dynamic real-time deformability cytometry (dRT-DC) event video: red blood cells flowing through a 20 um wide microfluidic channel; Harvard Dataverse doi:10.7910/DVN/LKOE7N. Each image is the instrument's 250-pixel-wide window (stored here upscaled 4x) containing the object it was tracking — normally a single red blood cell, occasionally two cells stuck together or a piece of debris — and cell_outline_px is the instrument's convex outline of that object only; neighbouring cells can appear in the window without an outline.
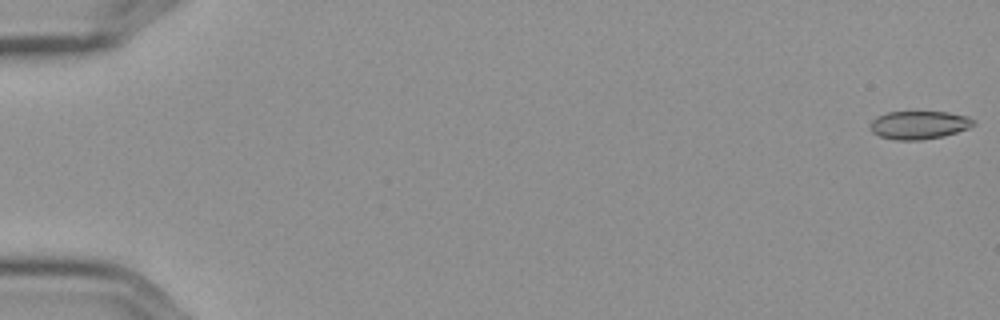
{"species": "Egyptian fruit bat (a non-hibernating species)", "species_latin": "Rousettus aegyptiacus", "temperature_condition": "cold", "stored_images_in_passage": 9, "camera_frame_rate_fps": 3000, "um_per_image_px": 0.085, "frame": {"image": 1, "passage_image": 1, "time_ms": 0.0, "image_size_px": [1000, 320], "cell_outline_px": [[976, 124], [968, 128], [944, 136], [920, 140], [896, 140], [880, 136], [872, 132], [872, 120], [876, 116], [888, 112], [948, 112], [968, 116], [976, 120]], "centroid_in_image_um": [78.16, 10.62], "position_along_channel_um": 6.8, "area_um2": 16.94}}
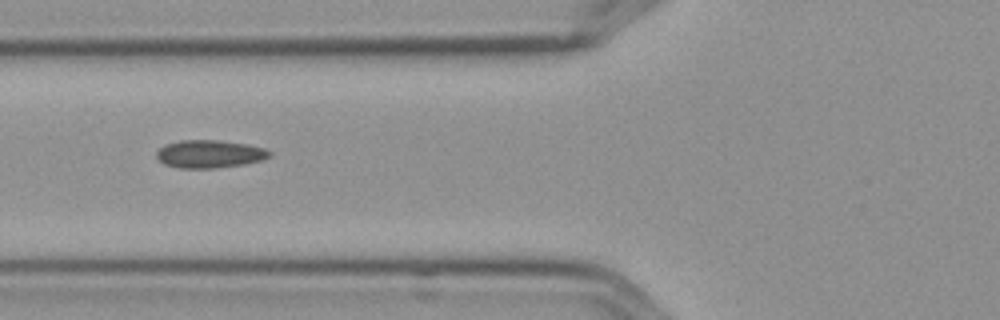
{"frame": {"image": 2, "passage_image": 7, "time_ms": 2.0, "image_size_px": [1000, 320], "cell_outline_px": [[272, 156], [260, 160], [244, 164], [216, 168], [180, 168], [164, 164], [156, 156], [156, 152], [164, 144], [180, 140], [216, 140], [248, 144], [264, 148], [272, 152]], "centroid_in_image_um": [17.81, 13.08], "position_along_channel_um": 108.0, "area_um2": 18.38}}
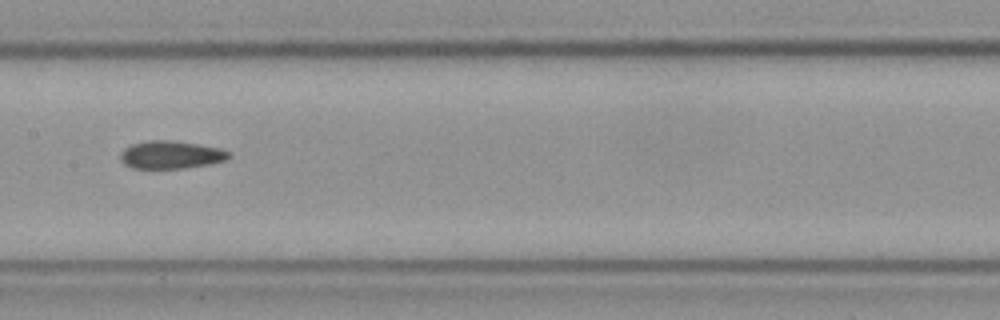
{"frame": {"image": 3, "passage_image": 9, "time_ms": 2.667, "image_size_px": [1000, 320], "cell_outline_px": [[232, 156], [228, 160], [208, 164], [184, 168], [132, 168], [124, 164], [120, 160], [120, 152], [124, 148], [132, 144], [148, 140], [172, 140], [200, 144], [220, 148], [228, 152]], "centroid_in_image_um": [14.52, 13.15], "position_along_channel_um": 192.9, "area_um2": 17.74}}